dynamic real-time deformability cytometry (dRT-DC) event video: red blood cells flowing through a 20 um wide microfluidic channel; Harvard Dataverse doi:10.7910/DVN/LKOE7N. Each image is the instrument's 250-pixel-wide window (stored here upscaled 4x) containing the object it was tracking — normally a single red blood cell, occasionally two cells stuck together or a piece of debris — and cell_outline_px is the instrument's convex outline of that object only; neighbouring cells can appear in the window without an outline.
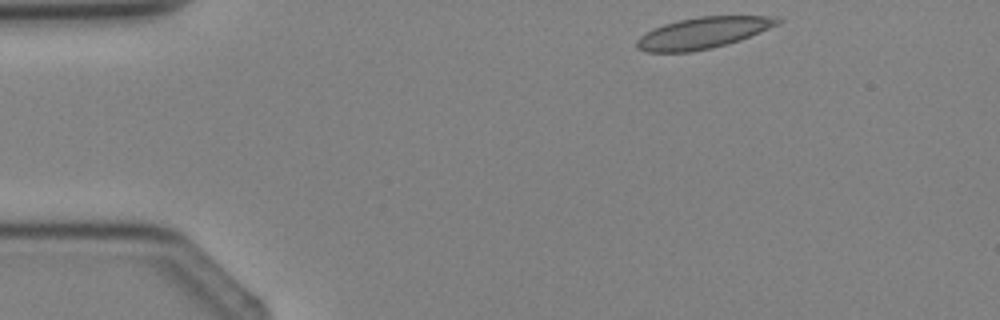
{"species": "Egyptian fruit bat (a non-hibernating species)", "species_latin": "Rousettus aegyptiacus", "temperature_condition": "cold", "stored_images_in_passage": 2, "camera_frame_rate_fps": 3000, "um_per_image_px": 0.085, "animal": {"sex": "female"}, "frame": {"image": 1, "passage_image": 1, "time_ms": 0.0, "image_size_px": [1000, 320], "cell_outline_px": [[784, 20], [780, 24], [740, 40], [712, 48], [692, 52], [648, 52], [636, 48], [636, 40], [644, 32], [652, 28], [664, 24], [680, 20], [700, 16], [768, 16]], "centroid_in_image_um": [59.73, 2.8], "position_along_channel_um": 25.3, "area_um2": 25.72}}